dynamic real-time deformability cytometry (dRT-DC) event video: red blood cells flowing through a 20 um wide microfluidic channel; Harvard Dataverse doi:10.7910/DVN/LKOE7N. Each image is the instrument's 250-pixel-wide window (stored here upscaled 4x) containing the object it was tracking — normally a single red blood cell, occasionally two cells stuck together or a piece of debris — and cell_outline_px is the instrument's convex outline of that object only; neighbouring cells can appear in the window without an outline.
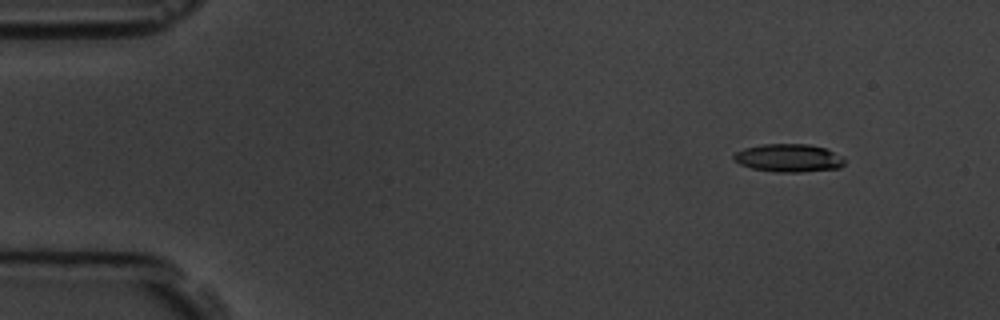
{"species": "common noctule bat (a hibernating species)", "species_latin": "Nyctalus noctula", "temperature_condition": "room temperature", "stored_images_in_passage": 4, "camera_frame_rate_fps": 3000, "um_per_image_px": 0.085, "animal": {"sex": "male", "body_mass_g": 19.5, "forearm_length_mm": 54.6}, "frame": {"image": 1, "passage_image": 1, "time_ms": 0.0, "image_size_px": [1000, 320], "cell_outline_px": [[844, 164], [840, 168], [800, 172], [776, 172], [752, 168], [740, 164], [732, 160], [732, 156], [736, 152], [744, 148], [760, 144], [808, 144], [824, 148], [832, 152], [844, 160]], "centroid_in_image_um": [66.97, 13.43], "position_along_channel_um": 18.0, "area_um2": 17.98}}
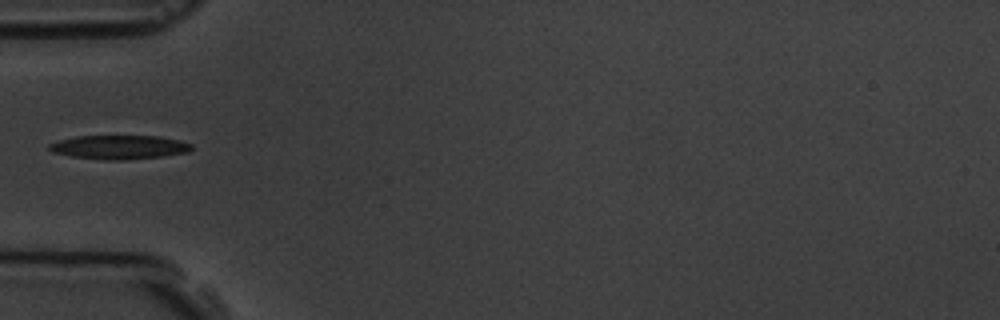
{"frame": {"image": 2, "passage_image": 4, "time_ms": 4.333, "image_size_px": [1000, 320], "cell_outline_px": [[192, 148], [188, 152], [164, 156], [120, 160], [104, 160], [72, 156], [52, 152], [48, 148], [48, 144], [60, 140], [76, 136], [160, 136], [180, 140], [192, 144]], "centroid_in_image_um": [10.15, 12.5], "position_along_channel_um": 74.9, "area_um2": 19.83}}